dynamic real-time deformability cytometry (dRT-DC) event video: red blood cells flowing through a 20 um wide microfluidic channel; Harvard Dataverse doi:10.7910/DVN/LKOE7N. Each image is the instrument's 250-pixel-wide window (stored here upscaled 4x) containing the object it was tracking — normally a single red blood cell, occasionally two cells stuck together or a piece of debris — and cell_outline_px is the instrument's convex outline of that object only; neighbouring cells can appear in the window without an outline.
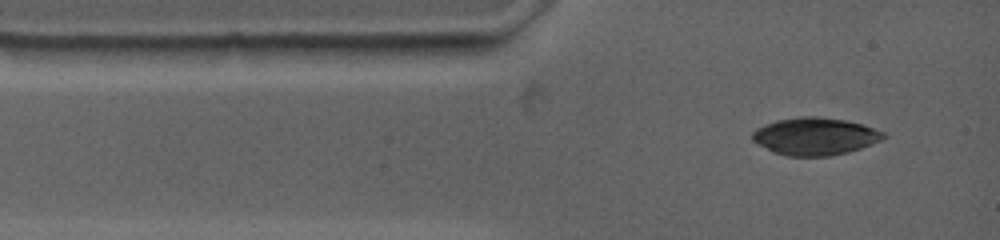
{"species": "common noctule bat (a hibernating species)", "species_latin": "Nyctalus noctula", "temperature_condition": "warm", "stored_images_in_passage": 24, "camera_frame_rate_fps": 4500, "um_per_image_px": 0.085, "animal": {"sex": "female", "body_mass_g": 19.0, "forearm_length_mm": 53.3}, "frame": {"image": 1, "passage_image": 1, "time_ms": 0.0, "image_size_px": [1000, 240], "cell_outline_px": [[888, 136], [880, 140], [860, 148], [848, 152], [832, 156], [788, 156], [772, 152], [756, 144], [752, 140], [752, 132], [756, 128], [764, 124], [776, 120], [800, 116], [816, 116], [844, 120], [860, 124], [884, 132]], "centroid_in_image_um": [69.22, 11.59], "position_along_channel_um": 15.8, "area_um2": 28.67}}
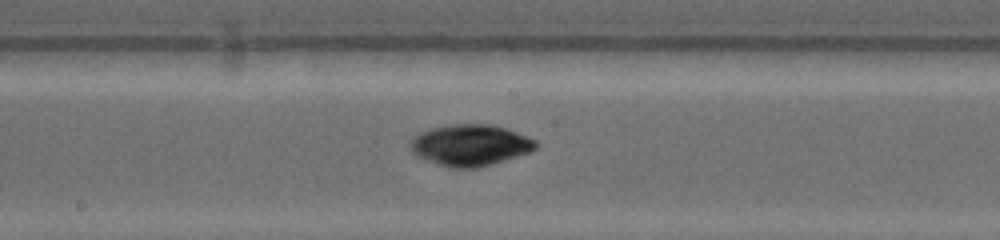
{"frame": {"image": 2, "passage_image": 10, "time_ms": 5.778, "image_size_px": [1000, 240], "cell_outline_px": [[540, 144], [536, 148], [528, 152], [492, 164], [476, 168], [452, 168], [416, 156], [412, 152], [412, 140], [420, 132], [432, 128], [448, 124], [492, 124], [528, 136], [536, 140]], "centroid_in_image_um": [40.0, 12.33], "position_along_channel_um": 208.2, "area_um2": 29.88}}
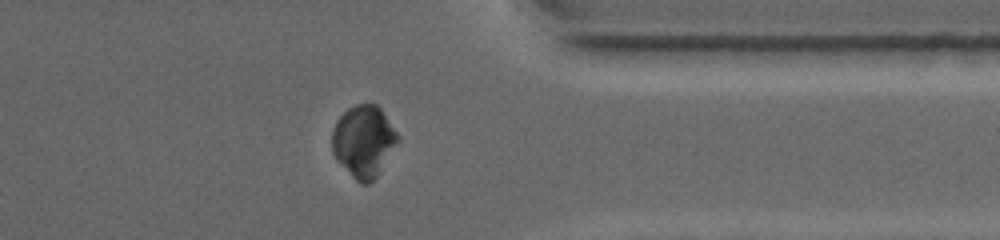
{"frame": {"image": 3, "passage_image": 20, "time_ms": 10.667, "image_size_px": [1000, 240], "cell_outline_px": [[400, 140], [376, 176], [368, 184], [360, 184], [336, 160], [332, 152], [332, 132], [336, 120], [348, 108], [356, 104], [376, 104], [380, 108], [400, 136]], "centroid_in_image_um": [30.9, 12.0], "position_along_channel_um": 380.5, "area_um2": 27.4}}